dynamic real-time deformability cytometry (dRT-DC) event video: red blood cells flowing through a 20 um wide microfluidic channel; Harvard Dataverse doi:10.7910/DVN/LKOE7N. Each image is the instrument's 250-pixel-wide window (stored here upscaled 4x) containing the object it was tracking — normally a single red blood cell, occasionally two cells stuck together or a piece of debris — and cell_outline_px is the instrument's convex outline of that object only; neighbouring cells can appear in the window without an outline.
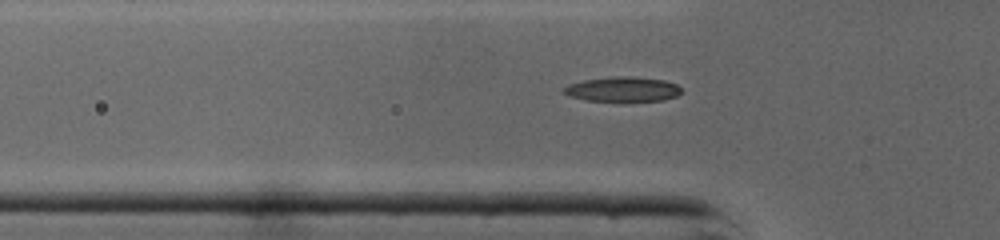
{"species": "common noctule bat (a hibernating species)", "species_latin": "Nyctalus noctula", "temperature_condition": "cold", "stored_images_in_passage": 32, "camera_frame_rate_fps": 3000, "um_per_image_px": 0.085, "animal": {"sex": "male", "body_mass_g": 19.0, "forearm_length_mm": 50.8}, "frame": {"image": 1, "passage_image": 4, "time_ms": 1.0, "image_size_px": [1000, 240], "cell_outline_px": [[680, 92], [676, 96], [664, 100], [588, 100], [568, 96], [564, 92], [564, 88], [568, 84], [584, 80], [616, 76], [632, 76], [664, 80], [676, 84], [680, 88]], "centroid_in_image_um": [52.92, 7.57], "position_along_channel_um": 72.9, "area_um2": 16.59}}
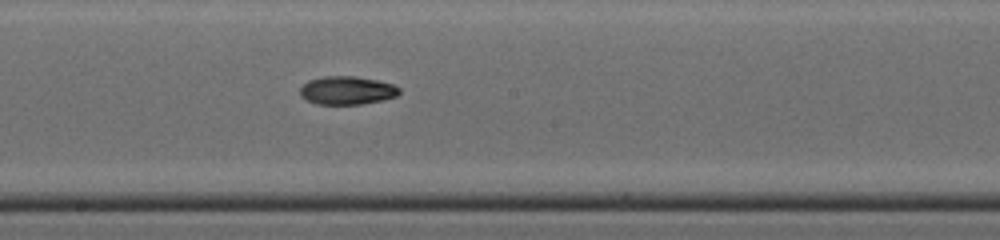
{"frame": {"image": 2, "passage_image": 14, "time_ms": 4.333, "image_size_px": [1000, 240], "cell_outline_px": [[400, 92], [396, 96], [384, 100], [360, 104], [316, 104], [300, 96], [300, 88], [308, 80], [324, 76], [356, 76], [376, 80], [392, 84], [400, 88]], "centroid_in_image_um": [29.49, 7.68], "position_along_channel_um": 218.7, "area_um2": 16.36}}
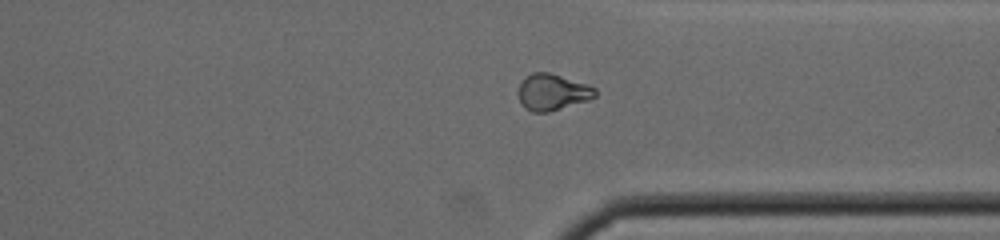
{"frame": {"image": 3, "passage_image": 24, "time_ms": 7.667, "image_size_px": [1000, 240], "cell_outline_px": [[596, 96], [588, 100], [548, 112], [532, 112], [524, 108], [520, 104], [520, 84], [532, 72], [548, 72], [596, 88]], "centroid_in_image_um": [46.95, 7.85], "position_along_channel_um": 364.5, "area_um2": 15.84}}